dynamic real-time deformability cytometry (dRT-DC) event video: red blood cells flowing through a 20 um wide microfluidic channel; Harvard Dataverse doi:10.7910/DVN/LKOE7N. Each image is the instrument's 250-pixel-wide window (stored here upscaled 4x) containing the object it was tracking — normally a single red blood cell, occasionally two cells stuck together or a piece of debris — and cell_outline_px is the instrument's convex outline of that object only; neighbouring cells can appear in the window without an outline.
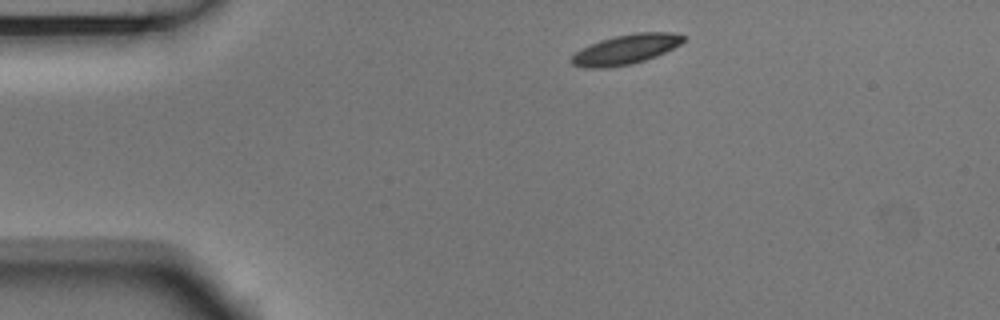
{"species": "Egyptian fruit bat (a non-hibernating species)", "species_latin": "Rousettus aegyptiacus", "temperature_condition": "room temperature", "stored_images_in_passage": 6, "camera_frame_rate_fps": 3000, "um_per_image_px": 0.085, "animal": {"sex": "male"}, "frame": {"image": 1, "passage_image": 1, "time_ms": 0.0, "image_size_px": [1000, 320], "cell_outline_px": [[684, 40], [680, 44], [656, 56], [632, 64], [600, 68], [584, 68], [572, 64], [572, 56], [576, 52], [600, 40], [616, 36], [636, 32], [672, 32], [684, 36]], "centroid_in_image_um": [53.2, 4.2], "position_along_channel_um": 31.8, "area_um2": 19.02}}
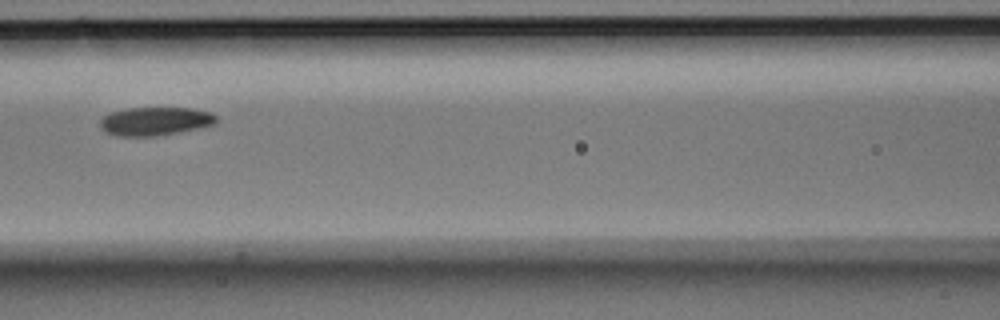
{"frame": {"image": 2, "passage_image": 5, "time_ms": 1.333, "image_size_px": [1000, 320], "cell_outline_px": [[216, 124], [200, 128], [152, 136], [116, 136], [104, 132], [100, 128], [100, 120], [104, 116], [112, 112], [128, 108], [192, 108], [212, 112], [216, 116]], "centroid_in_image_um": [13.18, 10.3], "position_along_channel_um": 153.4, "area_um2": 19.25}}
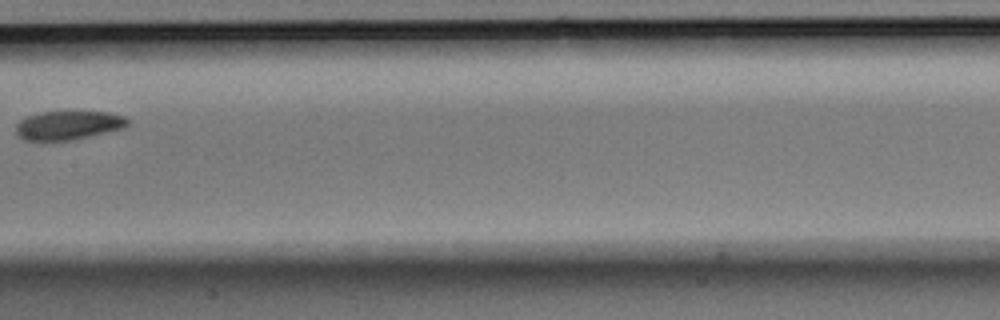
{"frame": {"image": 3, "passage_image": 6, "time_ms": 1.667, "image_size_px": [1000, 320], "cell_outline_px": [[128, 124], [124, 128], [88, 136], [68, 140], [24, 140], [16, 132], [16, 124], [20, 120], [28, 116], [40, 112], [108, 112], [124, 116], [128, 120]], "centroid_in_image_um": [5.8, 10.64], "position_along_channel_um": 201.6, "area_um2": 18.44}}